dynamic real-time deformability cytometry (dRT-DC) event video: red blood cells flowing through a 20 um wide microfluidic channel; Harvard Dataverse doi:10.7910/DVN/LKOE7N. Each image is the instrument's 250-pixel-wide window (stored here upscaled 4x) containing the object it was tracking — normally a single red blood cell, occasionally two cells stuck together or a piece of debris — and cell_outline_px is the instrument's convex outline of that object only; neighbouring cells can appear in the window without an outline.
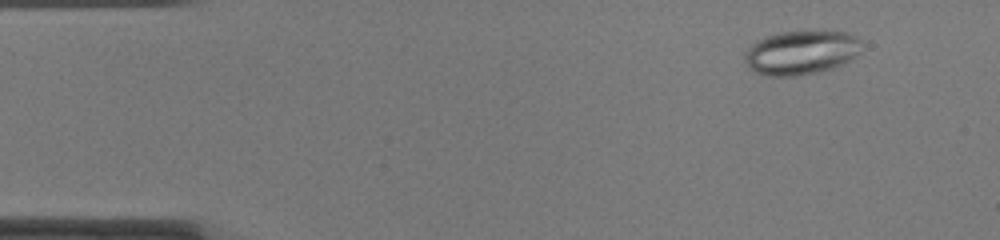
{"species": "common noctule bat (a hibernating species)", "species_latin": "Nyctalus noctula", "temperature_condition": "cold", "stored_images_in_passage": 15, "camera_frame_rate_fps": 3000, "um_per_image_px": 0.085, "animal": {"sex": "female", "body_mass_g": 22.0, "forearm_length_mm": 56.7}, "frame": {"image": 1, "passage_image": 5, "time_ms": 1.333, "image_size_px": [1000, 240], "cell_outline_px": [[860, 40], [856, 56], [832, 68], [816, 72], [796, 76], [768, 76], [756, 72], [748, 68], [744, 60], [744, 52], [756, 40], [768, 36], [784, 32], [844, 32], [856, 36]], "centroid_in_image_um": [68.02, 4.48], "position_along_channel_um": 17.0, "area_um2": 29.48}}